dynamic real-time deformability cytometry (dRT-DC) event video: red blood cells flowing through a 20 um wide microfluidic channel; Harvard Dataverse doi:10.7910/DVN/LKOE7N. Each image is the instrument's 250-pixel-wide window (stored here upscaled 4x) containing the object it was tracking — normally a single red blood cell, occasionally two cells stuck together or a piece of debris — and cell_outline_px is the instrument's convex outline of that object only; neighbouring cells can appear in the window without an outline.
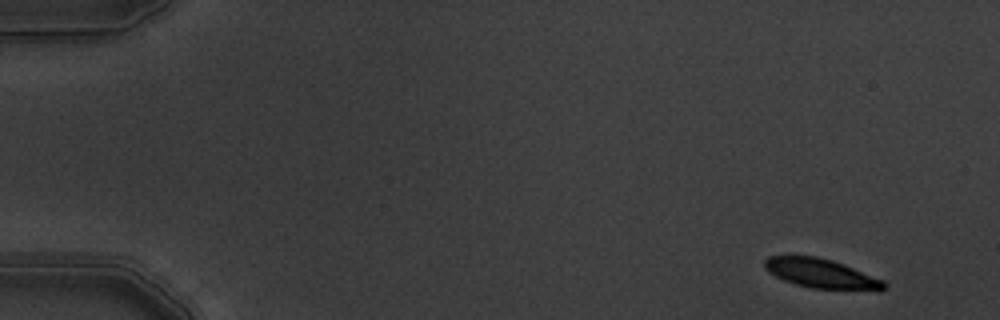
{"species": "common noctule bat (a hibernating species)", "species_latin": "Nyctalus noctula", "temperature_condition": "warm", "stored_images_in_passage": 15, "camera_frame_rate_fps": 3000, "um_per_image_px": 0.085, "animal": {"sex": "male", "body_mass_g": 19.5, "forearm_length_mm": 54.6}, "frame": {"image": 1, "passage_image": 1, "time_ms": 0.0, "image_size_px": [1000, 320], "cell_outline_px": [[888, 284], [880, 292], [812, 288], [796, 284], [784, 280], [768, 272], [764, 268], [764, 260], [768, 256], [816, 256], [832, 260], [844, 264], [884, 280]], "centroid_in_image_um": [69.87, 23.27], "position_along_channel_um": 15.1, "area_um2": 20.81}}
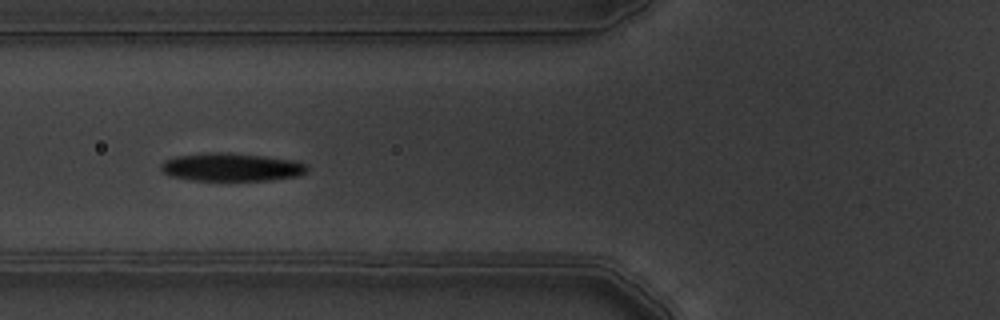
{"frame": {"image": 2, "passage_image": 6, "time_ms": 1.667, "image_size_px": [1000, 320], "cell_outline_px": [[308, 172], [300, 176], [272, 180], [192, 180], [172, 176], [164, 172], [160, 168], [160, 164], [164, 160], [176, 156], [208, 152], [228, 152], [264, 156], [296, 160], [308, 164]], "centroid_in_image_um": [19.73, 14.2], "position_along_channel_um": 106.1, "area_um2": 24.22}}
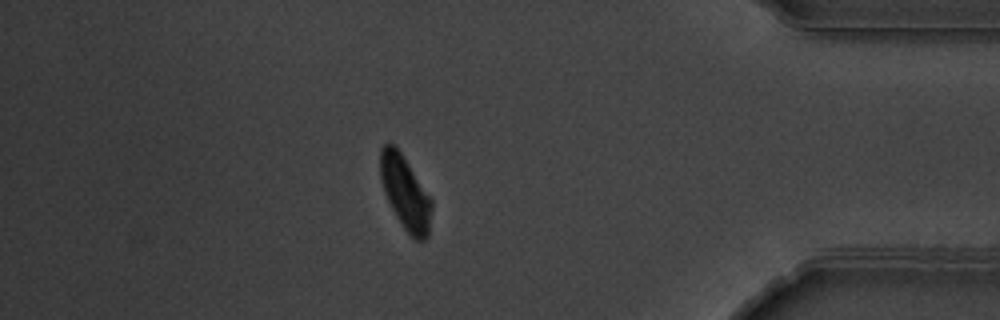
{"frame": {"image": 3, "passage_image": 14, "time_ms": 4.333, "image_size_px": [1000, 320], "cell_outline_px": [[432, 208], [428, 236], [424, 240], [416, 240], [404, 228], [396, 216], [384, 192], [380, 176], [380, 148], [384, 144], [396, 144], [432, 200]], "centroid_in_image_um": [34.44, 16.35], "position_along_channel_um": 400.8, "area_um2": 21.85}}